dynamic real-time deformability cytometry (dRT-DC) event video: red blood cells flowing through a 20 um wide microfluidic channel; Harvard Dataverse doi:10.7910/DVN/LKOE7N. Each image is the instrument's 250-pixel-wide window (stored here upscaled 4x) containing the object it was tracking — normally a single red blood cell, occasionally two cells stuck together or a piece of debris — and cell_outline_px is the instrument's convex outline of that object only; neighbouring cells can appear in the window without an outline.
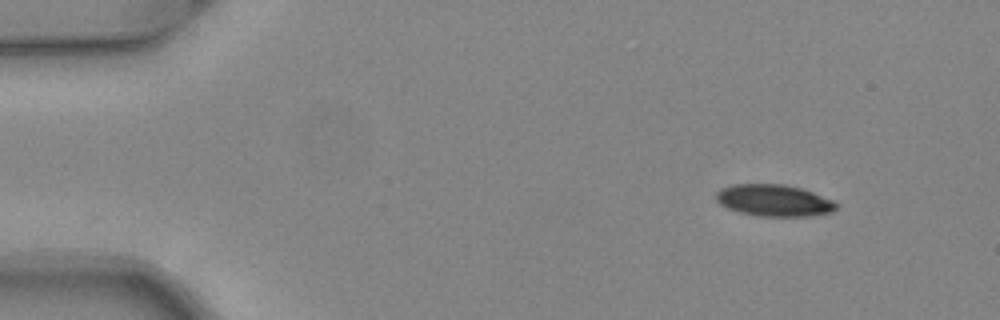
{"species": "common noctule bat (a hibernating species)", "species_latin": "Nyctalus noctula", "temperature_condition": "warm", "stored_images_in_passage": 46, "camera_frame_rate_fps": 3000, "um_per_image_px": 0.085, "animal": {"sex": "female", "body_mass_g": 24.6, "forearm_length_mm": 56.2}, "frame": {"image": 1, "passage_image": 1, "time_ms": 0.0, "image_size_px": [1000, 320], "cell_outline_px": [[840, 204], [832, 212], [812, 216], [756, 216], [740, 212], [728, 208], [720, 204], [716, 200], [716, 192], [720, 188], [732, 184], [784, 184], [804, 188], [832, 200]], "centroid_in_image_um": [65.8, 17.03], "position_along_channel_um": 19.2, "area_um2": 22.48}}
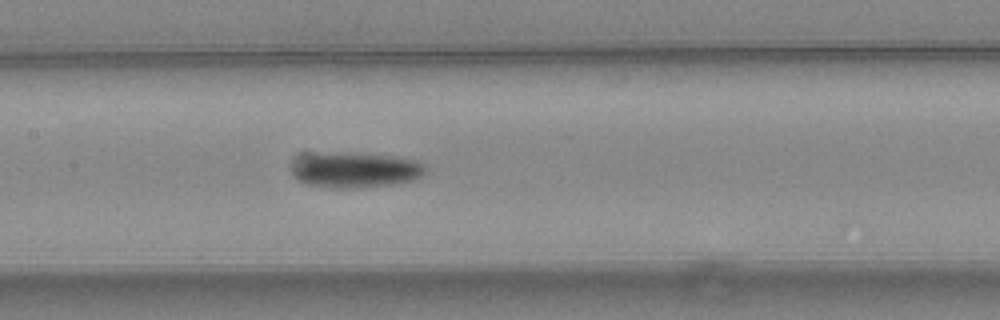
{"frame": {"image": 2, "passage_image": 20, "time_ms": 6.333, "image_size_px": [1000, 320], "cell_outline_px": [[428, 168], [420, 176], [412, 180], [392, 184], [356, 188], [336, 188], [304, 184], [292, 172], [292, 164], [304, 152], [348, 152], [392, 156], [416, 160], [424, 164]], "centroid_in_image_um": [30.14, 14.42], "position_along_channel_um": 177.3, "area_um2": 27.98}}
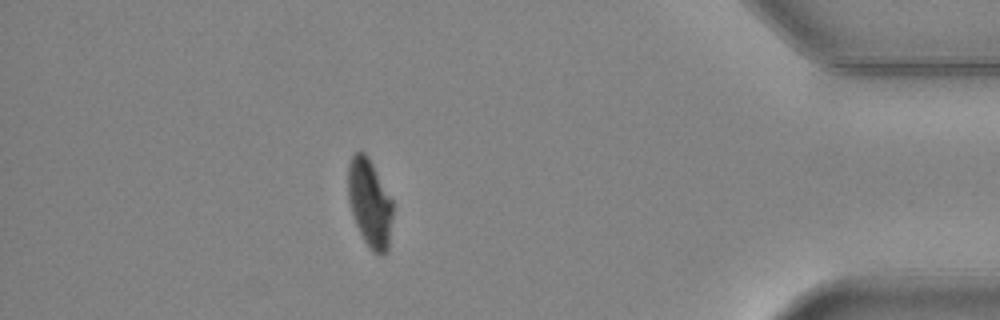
{"frame": {"image": 3, "passage_image": 40, "time_ms": 13.0, "image_size_px": [1000, 320], "cell_outline_px": [[392, 216], [388, 248], [380, 256], [372, 252], [364, 240], [356, 224], [348, 200], [348, 164], [352, 156], [356, 152], [364, 152], [368, 156], [392, 200]], "centroid_in_image_um": [31.41, 17.26], "position_along_channel_um": 403.8, "area_um2": 22.66}, "authors_computed_cell_mechanics": {"area_um2": 24.5939, "velocity_mm_per_s": 4.0721, "shape_relaxation_time_tau1_ms": 3.6942, "shape_relaxation_time_tau2_ms": 4.766, "deformation_change_tau1": 0.139, "deformation_change_tau2": 0.0887}}